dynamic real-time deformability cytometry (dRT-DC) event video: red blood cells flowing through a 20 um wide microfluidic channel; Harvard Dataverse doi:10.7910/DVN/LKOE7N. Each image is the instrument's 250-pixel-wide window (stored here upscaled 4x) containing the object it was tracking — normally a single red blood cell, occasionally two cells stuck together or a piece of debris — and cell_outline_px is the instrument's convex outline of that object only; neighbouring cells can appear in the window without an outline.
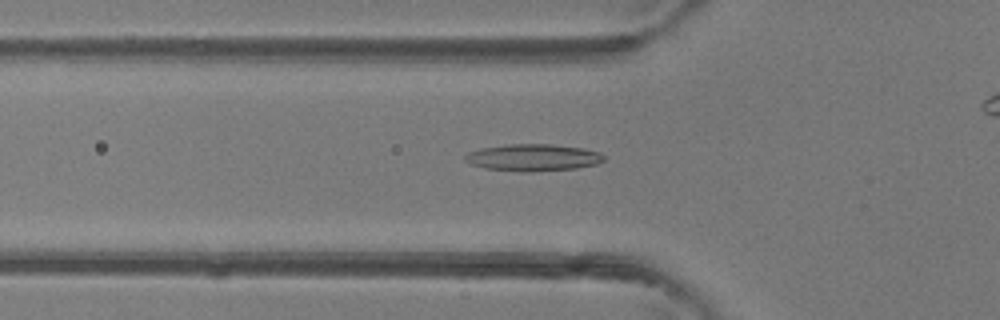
{"species": "common noctule bat (a hibernating species)", "species_latin": "Nyctalus noctula", "temperature_condition": "room temperature", "stored_images_in_passage": 23, "camera_frame_rate_fps": 3000, "um_per_image_px": 0.085, "animal": {"sex": "female"}, "frame": {"image": 1, "passage_image": 17, "time_ms": 5.333, "image_size_px": [1000, 320], "cell_outline_px": [[604, 160], [596, 164], [576, 168], [528, 172], [484, 168], [472, 164], [464, 160], [464, 156], [468, 152], [484, 148], [508, 144], [548, 144], [584, 148], [600, 152], [604, 156]], "centroid_in_image_um": [45.32, 13.39], "position_along_channel_um": 80.5, "area_um2": 21.62}}
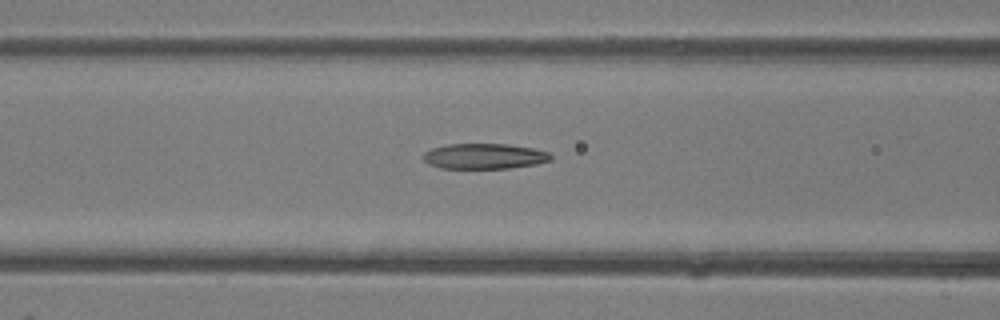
{"frame": {"image": 2, "passage_image": 20, "time_ms": 6.333, "image_size_px": [1000, 320], "cell_outline_px": [[552, 160], [536, 164], [512, 168], [440, 168], [428, 164], [424, 160], [424, 152], [432, 148], [448, 144], [504, 144], [532, 148], [548, 152], [552, 156]], "centroid_in_image_um": [41.17, 13.28], "position_along_channel_um": 125.4, "area_um2": 18.84}}
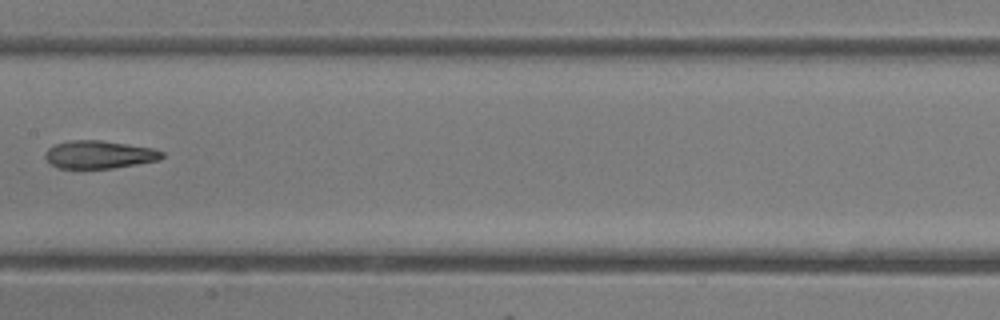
{"frame": {"image": 3, "passage_image": 23, "time_ms": 7.333, "image_size_px": [1000, 320], "cell_outline_px": [[164, 156], [160, 160], [112, 168], [56, 168], [44, 156], [44, 152], [48, 148], [56, 144], [72, 140], [100, 140], [152, 148], [164, 152]], "centroid_in_image_um": [8.43, 13.14], "position_along_channel_um": 199.0, "area_um2": 18.84}}